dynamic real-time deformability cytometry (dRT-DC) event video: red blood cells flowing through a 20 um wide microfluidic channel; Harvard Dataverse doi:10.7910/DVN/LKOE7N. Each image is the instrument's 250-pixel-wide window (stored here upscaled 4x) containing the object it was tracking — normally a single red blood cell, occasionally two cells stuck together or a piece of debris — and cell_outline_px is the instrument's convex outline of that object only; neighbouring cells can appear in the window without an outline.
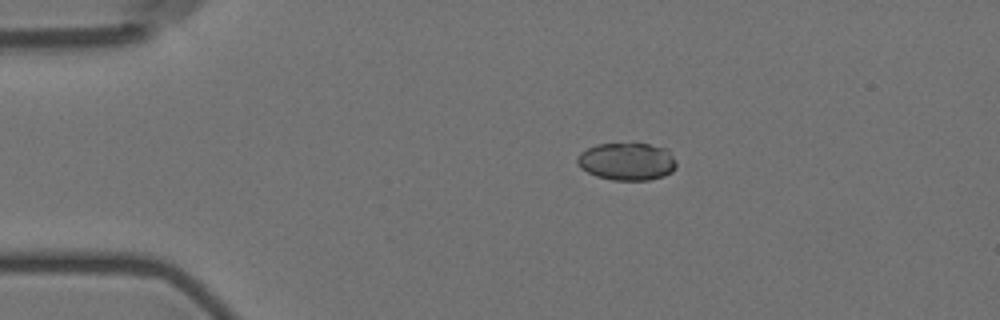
{"species": "Egyptian fruit bat (a non-hibernating species)", "species_latin": "Rousettus aegyptiacus", "temperature_condition": "room temperature", "stored_images_in_passage": 11, "camera_frame_rate_fps": 3000, "um_per_image_px": 0.085, "animal": {"sex": "female"}, "frame": {"image": 1, "passage_image": 3, "time_ms": 3.0, "image_size_px": [1000, 320], "cell_outline_px": [[676, 168], [672, 172], [664, 176], [648, 180], [612, 180], [596, 176], [580, 168], [576, 160], [580, 152], [596, 144], [648, 144], [668, 148], [676, 164]], "centroid_in_image_um": [53.29, 13.73], "position_along_channel_um": 31.7, "area_um2": 21.73}}
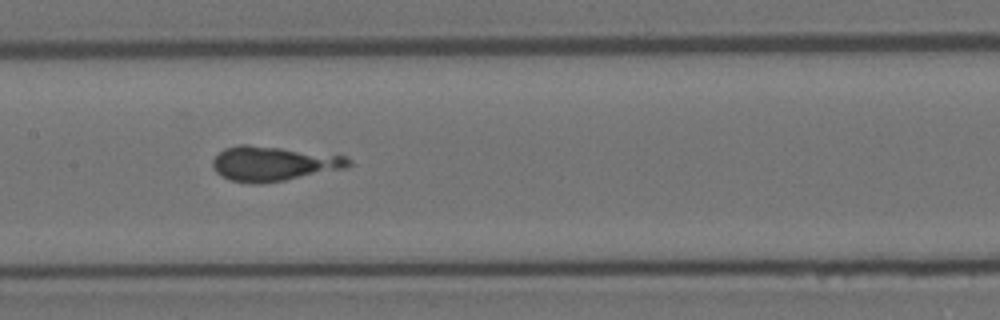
{"frame": {"image": 2, "passage_image": 8, "time_ms": 8.667, "image_size_px": [1000, 320], "cell_outline_px": [[352, 164], [344, 168], [284, 180], [260, 184], [252, 184], [232, 180], [220, 176], [212, 168], [212, 160], [224, 148], [240, 144], [248, 144], [344, 156], [352, 160]], "centroid_in_image_um": [23.18, 13.91], "position_along_channel_um": 184.2, "area_um2": 27.17}}
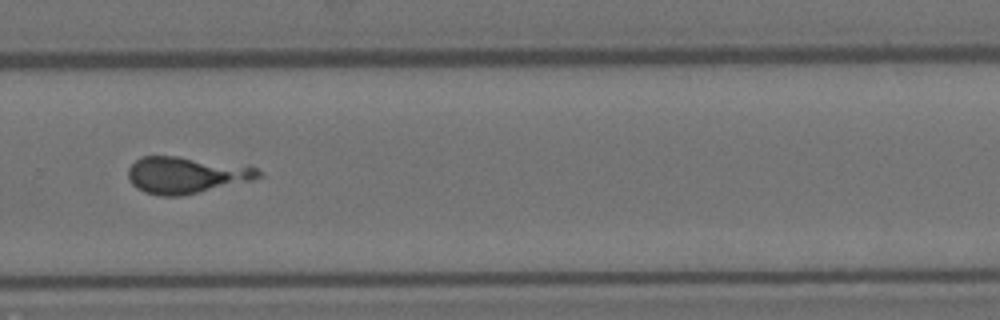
{"frame": {"image": 3, "passage_image": 11, "time_ms": 12.333, "image_size_px": [1000, 320], "cell_outline_px": [[264, 176], [248, 180], [180, 196], [160, 196], [144, 192], [136, 188], [132, 184], [128, 176], [128, 168], [136, 160], [144, 156], [180, 156], [256, 168]], "centroid_in_image_um": [15.72, 14.87], "position_along_channel_um": 314.1, "area_um2": 27.17}}